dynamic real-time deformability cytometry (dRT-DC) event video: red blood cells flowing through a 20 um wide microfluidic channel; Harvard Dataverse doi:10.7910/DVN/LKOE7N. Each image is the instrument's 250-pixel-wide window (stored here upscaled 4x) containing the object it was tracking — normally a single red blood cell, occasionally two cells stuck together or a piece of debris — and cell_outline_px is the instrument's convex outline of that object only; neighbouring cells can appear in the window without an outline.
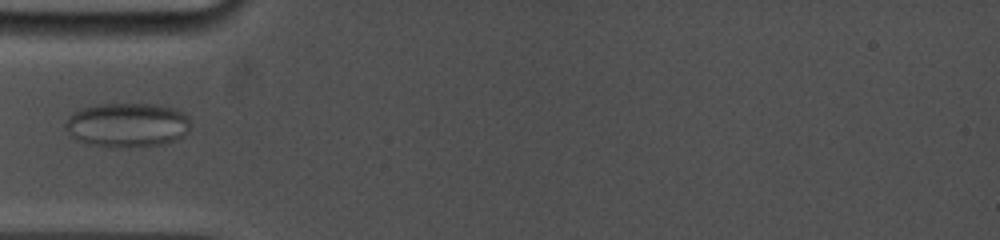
{"species": "common noctule bat (a hibernating species)", "species_latin": "Nyctalus noctula", "temperature_condition": "cold", "stored_images_in_passage": 14, "camera_frame_rate_fps": 5000, "um_per_image_px": 0.085, "animal": {"sex": "female", "body_mass_g": 19.0, "forearm_length_mm": 53.3}, "frame": {"image": 1, "passage_image": 1, "time_ms": 0.0, "image_size_px": [1000, 240], "cell_outline_px": [[188, 132], [184, 136], [168, 144], [128, 148], [120, 148], [88, 144], [76, 140], [64, 128], [64, 124], [68, 116], [72, 112], [84, 108], [100, 104], [156, 104], [172, 108], [184, 112], [188, 116]], "centroid_in_image_um": [10.81, 10.64], "position_along_channel_um": 74.2, "area_um2": 32.77}}